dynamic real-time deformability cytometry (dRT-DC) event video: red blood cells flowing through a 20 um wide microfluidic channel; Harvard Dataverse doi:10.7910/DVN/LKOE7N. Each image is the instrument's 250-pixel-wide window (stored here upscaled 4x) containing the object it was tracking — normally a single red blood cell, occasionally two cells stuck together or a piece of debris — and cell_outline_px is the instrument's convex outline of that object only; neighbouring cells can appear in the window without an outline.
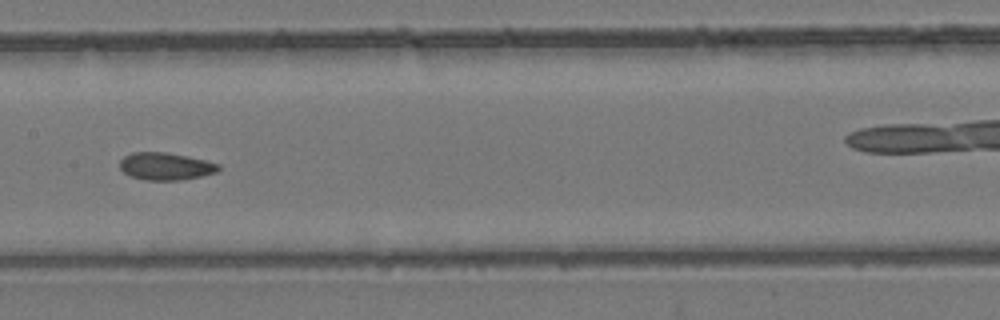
{"species": "common noctule bat (a hibernating species)", "species_latin": "Nyctalus noctula", "temperature_condition": "room temperature", "stored_images_in_passage": 8, "camera_frame_rate_fps": 3000, "um_per_image_px": 0.085, "animal": {"sex": "female", "body_mass_g": 24.6, "forearm_length_mm": 56.2}, "frame": {"image": 1, "passage_image": 8, "time_ms": 2.333, "image_size_px": [1000, 320], "cell_outline_px": [[220, 168], [216, 172], [200, 176], [180, 180], [148, 180], [132, 176], [124, 172], [120, 168], [120, 160], [124, 156], [132, 152], [168, 152], [204, 160], [220, 164]], "centroid_in_image_um": [14.07, 14.12], "position_along_channel_um": 193.3, "area_um2": 15.61}}